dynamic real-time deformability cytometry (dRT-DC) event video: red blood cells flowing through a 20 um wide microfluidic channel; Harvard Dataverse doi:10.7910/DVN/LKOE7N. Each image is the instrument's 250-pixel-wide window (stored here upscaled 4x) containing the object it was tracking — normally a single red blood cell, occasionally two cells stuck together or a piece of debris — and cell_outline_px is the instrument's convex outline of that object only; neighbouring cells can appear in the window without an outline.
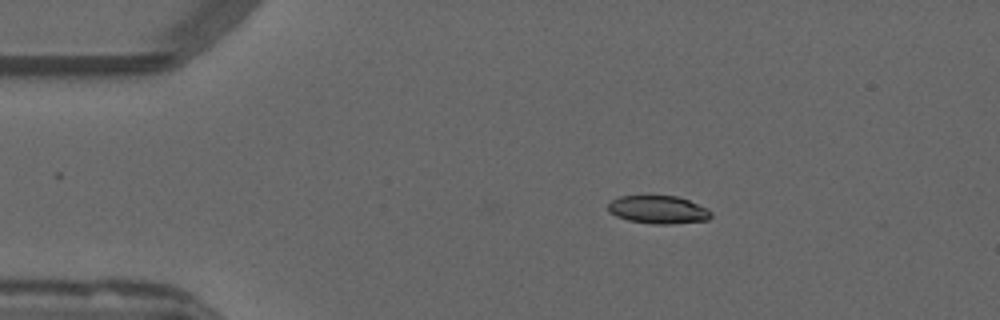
{"species": "common noctule bat (a hibernating species)", "species_latin": "Nyctalus noctula", "temperature_condition": "warm", "stored_images_in_passage": 45, "camera_frame_rate_fps": 3000, "um_per_image_px": 0.085, "animal": {"sex": "male", "forearm_length_mm": 52.5}, "frame": {"image": 1, "passage_image": 1, "time_ms": 0.0, "image_size_px": [1000, 320], "cell_outline_px": [[712, 216], [708, 220], [672, 224], [656, 224], [628, 220], [616, 216], [608, 212], [608, 204], [612, 200], [620, 196], [676, 196], [688, 200], [708, 208], [712, 212]], "centroid_in_image_um": [55.97, 17.83], "position_along_channel_um": 29.0, "area_um2": 16.82}}
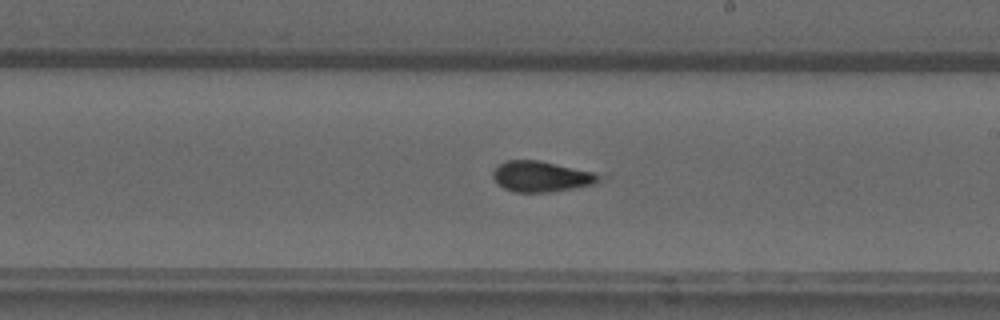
{"frame": {"image": 2, "passage_image": 22, "time_ms": 7.0, "image_size_px": [1000, 320], "cell_outline_px": [[600, 180], [596, 184], [548, 192], [512, 192], [496, 184], [492, 176], [492, 172], [504, 160], [540, 160], [592, 172], [600, 176]], "centroid_in_image_um": [45.95, 15.0], "position_along_channel_um": 243.1, "area_um2": 18.9}}
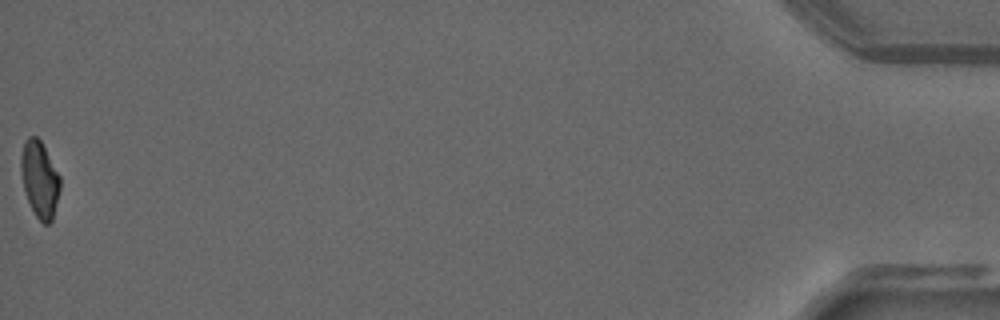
{"frame": {"image": 3, "passage_image": 45, "time_ms": 14.667, "image_size_px": [1000, 320], "cell_outline_px": [[60, 188], [52, 220], [48, 224], [44, 224], [36, 216], [28, 200], [24, 188], [20, 168], [20, 156], [24, 140], [28, 136], [36, 136], [40, 140], [60, 176]], "centroid_in_image_um": [3.36, 15.21], "position_along_channel_um": 431.8, "area_um2": 17.22}, "authors_computed_cell_mechanics": {"area_um2": 18.6116, "velocity_mm_per_s": 3.8344, "shape_relaxation_time_tau1_ms": 6.4818, "shape_relaxation_time_tau2_ms": 1.5657, "deformation_change_tau1": 0.2081, "deformation_change_tau2": 0.0849}}